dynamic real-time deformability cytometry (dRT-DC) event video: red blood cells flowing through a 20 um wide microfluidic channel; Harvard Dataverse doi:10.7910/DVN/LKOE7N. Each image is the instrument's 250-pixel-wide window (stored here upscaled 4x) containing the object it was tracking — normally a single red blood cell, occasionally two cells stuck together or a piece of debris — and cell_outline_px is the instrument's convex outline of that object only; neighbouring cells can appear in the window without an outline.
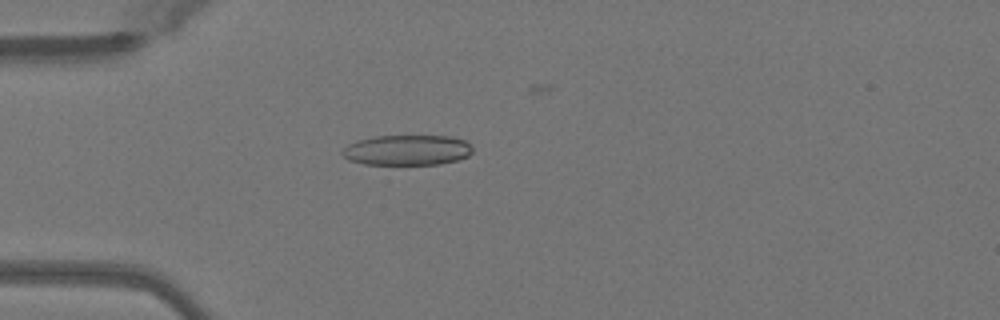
{"species": "Egyptian fruit bat (a non-hibernating species)", "species_latin": "Rousettus aegyptiacus", "temperature_condition": "warm", "stored_images_in_passage": 49, "camera_frame_rate_fps": 3000, "um_per_image_px": 0.085, "animal": {"sex": "female"}, "frame": {"image": 1, "passage_image": 13, "time_ms": 4.0, "image_size_px": [1000, 320], "cell_outline_px": [[472, 152], [468, 156], [456, 160], [440, 164], [364, 164], [348, 160], [340, 152], [348, 144], [356, 140], [376, 136], [452, 136], [464, 140], [472, 148]], "centroid_in_image_um": [34.58, 12.75], "position_along_channel_um": 50.4, "area_um2": 23.0}}
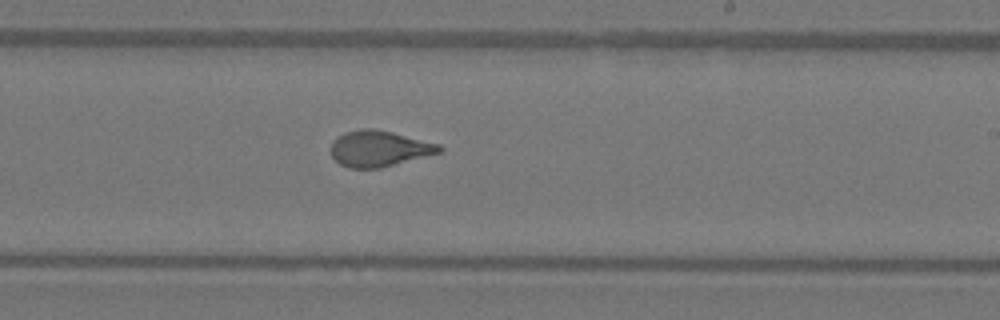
{"frame": {"image": 2, "passage_image": 29, "time_ms": 9.333, "image_size_px": [1000, 320], "cell_outline_px": [[444, 152], [380, 168], [348, 168], [340, 164], [332, 156], [332, 140], [336, 136], [344, 132], [364, 128], [372, 128], [392, 132], [440, 144], [444, 148]], "centroid_in_image_um": [32.25, 12.63], "position_along_channel_um": 256.7, "area_um2": 22.89}}
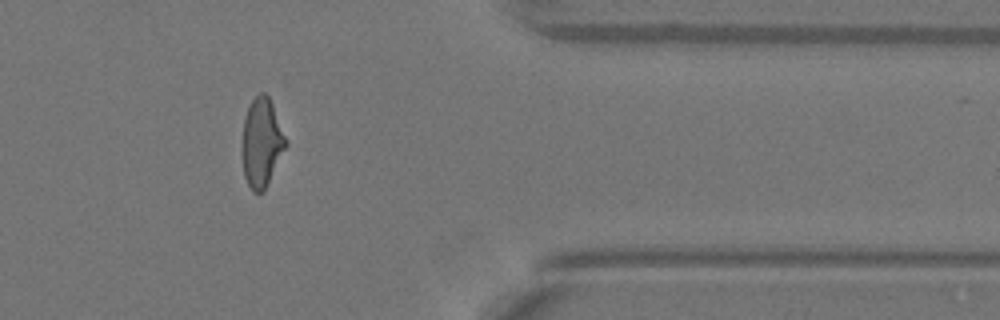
{"frame": {"image": 3, "passage_image": 40, "time_ms": 13.0, "image_size_px": [1000, 320], "cell_outline_px": [[288, 144], [264, 192], [252, 192], [244, 176], [244, 116], [252, 100], [260, 92], [264, 92], [268, 96], [272, 104]], "centroid_in_image_um": [22.27, 12.14], "position_along_channel_um": 389.1, "area_um2": 22.02}, "authors_computed_cell_mechanics": {"area_um2": 23.0044, "velocity_mm_per_s": 4.0933, "shape_relaxation_time_tau1_ms": 4.955, "shape_relaxation_time_tau2_ms": 0.8005, "deformation_change_tau1": 0.2068, "deformation_change_tau2": 0.0783}}